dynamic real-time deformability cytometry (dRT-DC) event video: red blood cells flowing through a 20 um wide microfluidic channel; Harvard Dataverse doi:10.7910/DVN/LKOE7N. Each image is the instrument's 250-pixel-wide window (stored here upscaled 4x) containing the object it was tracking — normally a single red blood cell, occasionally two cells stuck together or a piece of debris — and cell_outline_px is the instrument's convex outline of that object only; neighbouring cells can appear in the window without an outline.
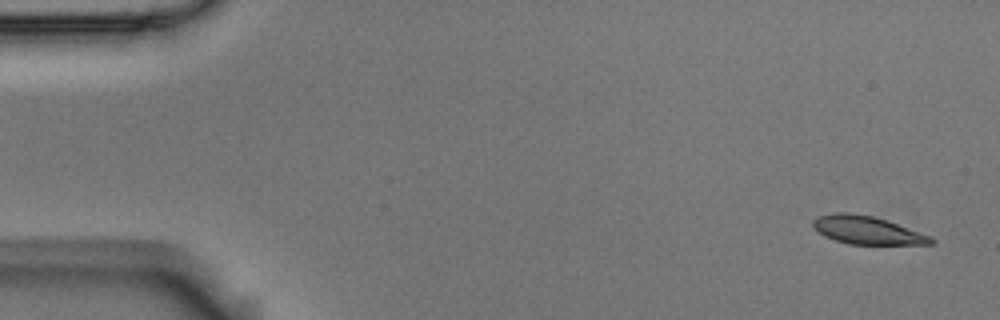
{"species": "Egyptian fruit bat (a non-hibernating species)", "species_latin": "Rousettus aegyptiacus", "temperature_condition": "room temperature", "stored_images_in_passage": 3, "segment_of_instrument_passage": [2, 2], "camera_frame_rate_fps": 3000, "um_per_image_px": 0.085, "animal": {"sex": "male"}, "frame": {"image": 1, "passage_image": 3, "time_ms": 0.667, "image_size_px": [1000, 320], "cell_outline_px": [[936, 244], [848, 244], [824, 236], [812, 224], [812, 220], [816, 216], [832, 212], [848, 212], [872, 216], [932, 236], [936, 240]], "centroid_in_image_um": [73.7, 19.56], "position_along_channel_um": 11.3, "area_um2": 19.19}}